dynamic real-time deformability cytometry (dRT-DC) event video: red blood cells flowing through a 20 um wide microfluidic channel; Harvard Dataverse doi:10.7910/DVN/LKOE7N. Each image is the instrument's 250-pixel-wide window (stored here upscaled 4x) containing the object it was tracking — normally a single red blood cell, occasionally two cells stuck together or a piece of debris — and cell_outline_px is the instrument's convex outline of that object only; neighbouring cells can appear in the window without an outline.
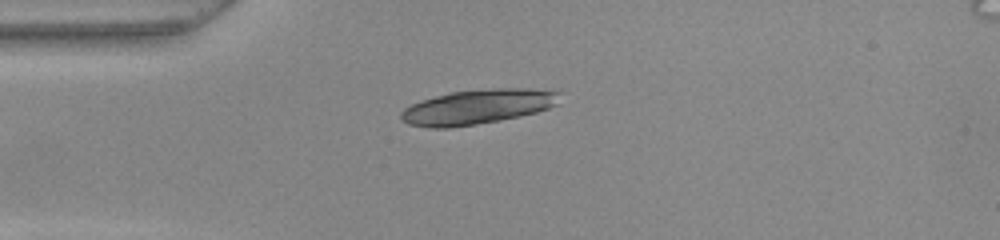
{"species": "common noctule bat (a hibernating species)", "species_latin": "Nyctalus noctula", "temperature_condition": "warm", "stored_images_in_passage": 39, "camera_frame_rate_fps": 3000, "um_per_image_px": 0.085, "animal": {"sex": "female", "body_mass_g": 22.0, "forearm_length_mm": 56.7}, "frame": {"image": 1, "passage_image": 1, "time_ms": 0.0, "image_size_px": [1000, 240], "cell_outline_px": [[564, 92], [556, 104], [548, 108], [536, 112], [520, 116], [500, 120], [476, 124], [448, 128], [428, 128], [408, 124], [400, 120], [400, 112], [404, 108], [412, 104], [436, 96], [452, 92], [492, 88], [528, 88]], "centroid_in_image_um": [40.6, 9.08], "position_along_channel_um": 44.4, "area_um2": 32.14}}